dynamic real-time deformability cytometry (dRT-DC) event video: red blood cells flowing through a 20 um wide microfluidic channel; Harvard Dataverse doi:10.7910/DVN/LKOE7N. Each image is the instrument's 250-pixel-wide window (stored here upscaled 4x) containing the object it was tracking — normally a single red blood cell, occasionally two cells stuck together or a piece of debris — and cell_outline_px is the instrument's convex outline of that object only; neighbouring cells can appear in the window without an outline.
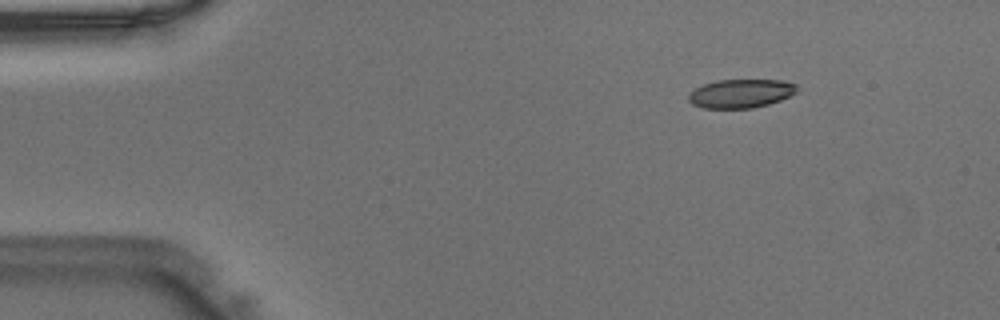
{"species": "Egyptian fruit bat (a non-hibernating species)", "species_latin": "Rousettus aegyptiacus", "temperature_condition": "warm", "stored_images_in_passage": 41, "camera_frame_rate_fps": 3000, "um_per_image_px": 0.085, "animal": {"sex": "male"}, "frame": {"image": 1, "passage_image": 1, "time_ms": 0.0, "image_size_px": [1000, 320], "cell_outline_px": [[796, 92], [780, 100], [768, 104], [752, 108], [704, 108], [692, 104], [688, 100], [688, 92], [704, 84], [716, 80], [780, 80], [796, 84]], "centroid_in_image_um": [62.92, 7.95], "position_along_channel_um": 22.1, "area_um2": 18.03}}
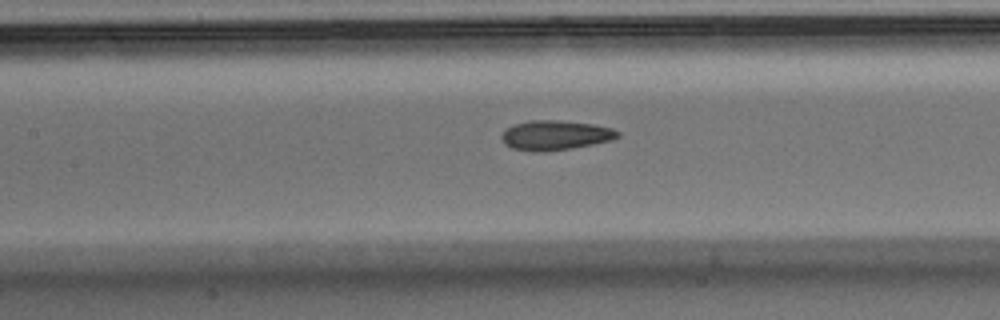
{"frame": {"image": 2, "passage_image": 16, "time_ms": 5.0, "image_size_px": [1000, 320], "cell_outline_px": [[620, 136], [612, 140], [592, 144], [544, 152], [532, 152], [512, 148], [504, 144], [500, 136], [504, 128], [512, 124], [528, 120], [556, 120], [592, 124], [612, 128], [620, 132]], "centroid_in_image_um": [47.13, 11.49], "position_along_channel_um": 160.3, "area_um2": 20.23}}
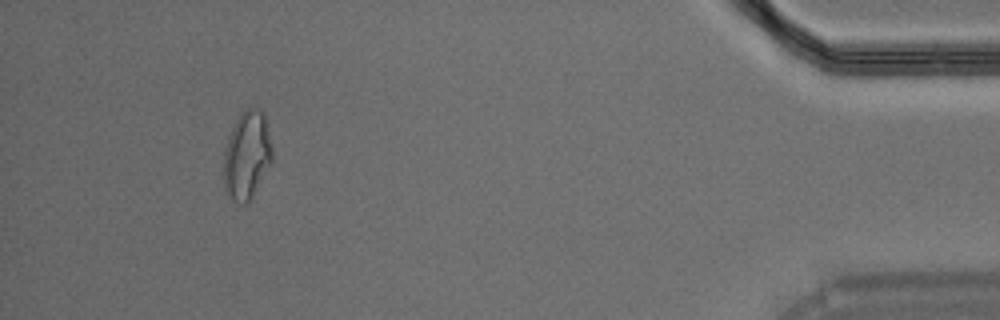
{"frame": {"image": 3, "passage_image": 38, "time_ms": 12.333, "image_size_px": [1000, 320], "cell_outline_px": [[272, 160], [248, 204], [240, 204], [232, 200], [224, 188], [224, 152], [228, 136], [240, 112], [244, 108], [260, 108], [264, 112], [272, 148]], "centroid_in_image_um": [20.98, 13.18], "position_along_channel_um": 414.2, "area_um2": 24.97}}